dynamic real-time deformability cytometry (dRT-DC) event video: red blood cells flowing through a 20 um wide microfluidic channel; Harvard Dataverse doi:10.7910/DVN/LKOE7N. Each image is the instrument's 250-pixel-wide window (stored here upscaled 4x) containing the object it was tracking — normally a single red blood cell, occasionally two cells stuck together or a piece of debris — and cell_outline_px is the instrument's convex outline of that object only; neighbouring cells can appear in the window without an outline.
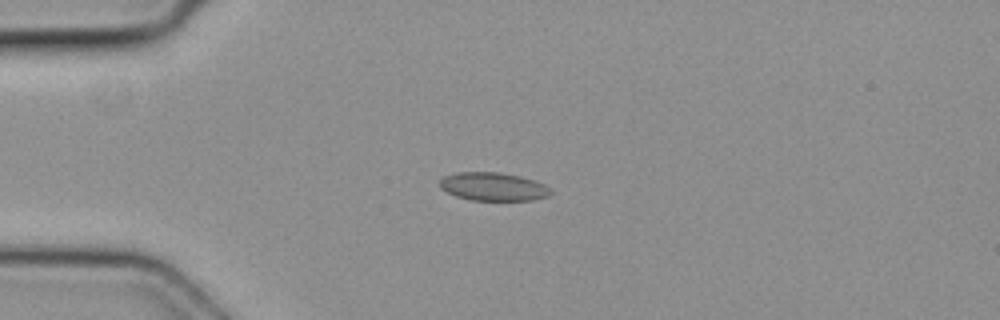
{"species": "common noctule bat (a hibernating species)", "species_latin": "Nyctalus noctula", "temperature_condition": "cold", "stored_images_in_passage": 4, "camera_frame_rate_fps": 3000, "um_per_image_px": 0.085, "animal": {"sex": "female", "body_mass_g": 19.3, "forearm_length_mm": 54.1}, "frame": {"image": 1, "passage_image": 3, "time_ms": 0.667, "image_size_px": [1000, 320], "cell_outline_px": [[552, 192], [548, 196], [532, 200], [472, 200], [456, 196], [440, 188], [440, 180], [444, 176], [456, 172], [500, 172], [520, 176], [544, 184], [552, 188]], "centroid_in_image_um": [41.93, 15.86], "position_along_channel_um": 43.1, "area_um2": 18.26}}